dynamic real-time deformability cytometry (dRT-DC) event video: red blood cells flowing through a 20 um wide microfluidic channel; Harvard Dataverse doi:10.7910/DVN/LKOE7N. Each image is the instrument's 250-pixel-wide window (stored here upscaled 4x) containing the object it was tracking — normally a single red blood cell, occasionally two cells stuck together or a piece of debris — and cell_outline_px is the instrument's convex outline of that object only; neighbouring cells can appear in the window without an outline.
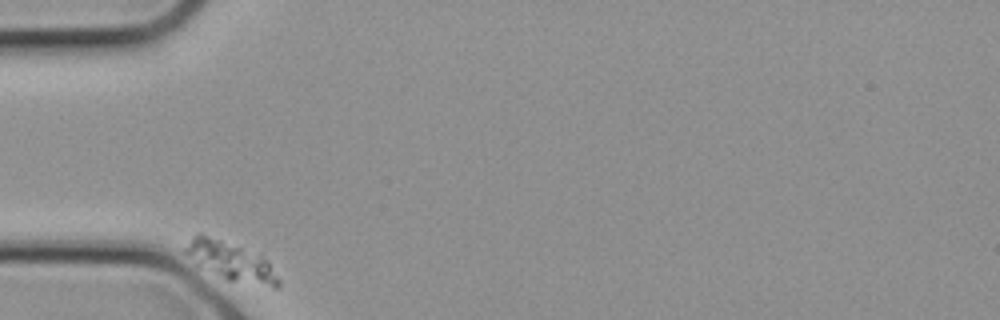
{"species": "common noctule bat (a hibernating species)", "species_latin": "Nyctalus noctula", "temperature_condition": "cold", "stored_images_in_passage": 18, "camera_frame_rate_fps": 3000, "um_per_image_px": 0.085, "animal": {"sex": "female", "body_mass_g": 21.9}, "frame": {"image": 1, "passage_image": 1, "time_ms": 0.0, "image_size_px": [1000, 320], "cell_outline_px": [[280, 284], [276, 288], [272, 288], [228, 280], [196, 264], [184, 252], [184, 248], [192, 236], [196, 232], [204, 232], [260, 256], [268, 260], [280, 280]], "centroid_in_image_um": [19.61, 22.2], "position_along_channel_um": 65.4, "area_um2": 20.92}}
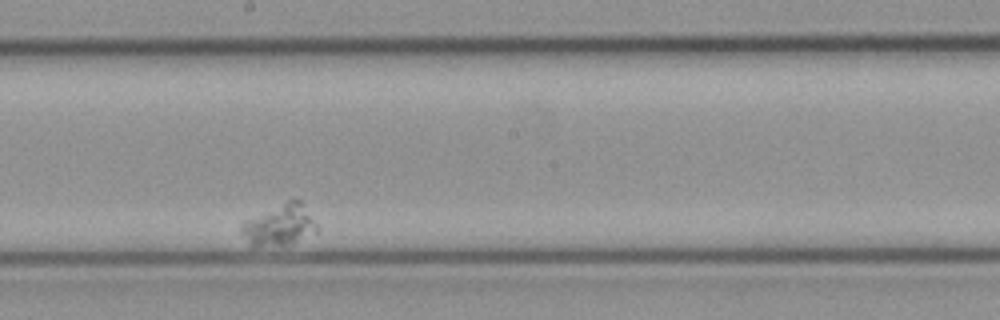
{"frame": {"image": 2, "passage_image": 11, "time_ms": 3.333, "image_size_px": [1000, 320], "cell_outline_px": [[316, 232], [292, 244], [252, 248], [248, 244], [240, 232], [240, 228], [248, 220], [292, 196], [300, 200], [304, 204], [316, 224]], "centroid_in_image_um": [23.76, 19.13], "position_along_channel_um": 224.4, "area_um2": 18.32}}
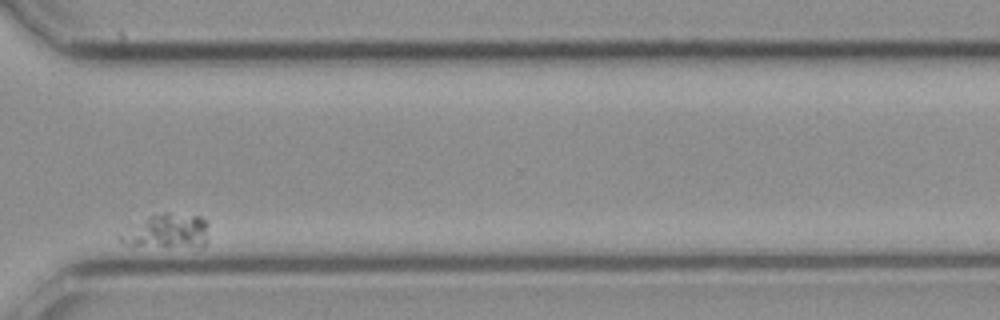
{"frame": {"image": 3, "passage_image": 18, "time_ms": 5.667, "image_size_px": [1000, 320], "cell_outline_px": [[208, 240], [200, 248], [132, 248], [120, 244], [120, 236], [136, 224], [148, 216], [164, 212], [168, 212], [200, 216], [208, 224]], "centroid_in_image_um": [14.22, 19.73], "position_along_channel_um": 356.4, "area_um2": 18.55}}